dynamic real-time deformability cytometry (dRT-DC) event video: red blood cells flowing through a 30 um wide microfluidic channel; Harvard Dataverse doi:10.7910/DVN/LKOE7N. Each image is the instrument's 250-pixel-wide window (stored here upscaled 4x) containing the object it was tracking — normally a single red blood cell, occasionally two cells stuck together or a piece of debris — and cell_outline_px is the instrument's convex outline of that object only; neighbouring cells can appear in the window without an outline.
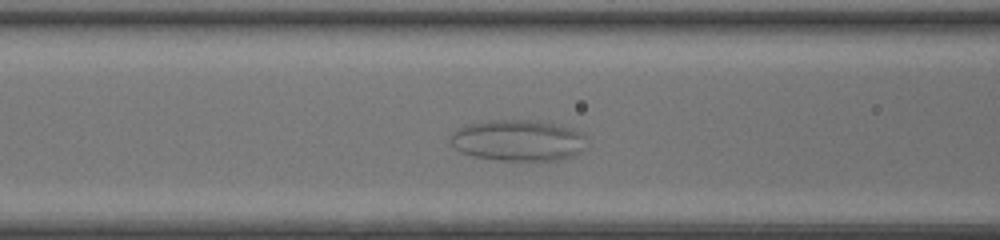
{"species": "common noctule bat (a hibernating species)", "species_latin": "Nyctalus noctula", "temperature_condition": "room temperature", "stored_images_in_passage": 41, "camera_frame_rate_fps": 3000, "um_per_image_px": 0.085, "animal": {"sex": "female", "body_mass_g": 20.0, "forearm_length_mm": 54.0}, "frame": {"image": 1, "passage_image": 12, "time_ms": 3.667, "image_size_px": [1000, 240], "cell_outline_px": [[584, 136], [580, 152], [572, 156], [560, 160], [500, 160], [472, 156], [460, 152], [448, 140], [452, 132], [468, 124], [488, 120], [536, 120], [560, 124], [572, 128], [580, 132]], "centroid_in_image_um": [43.99, 11.92], "position_along_channel_um": 122.6, "area_um2": 32.66}}
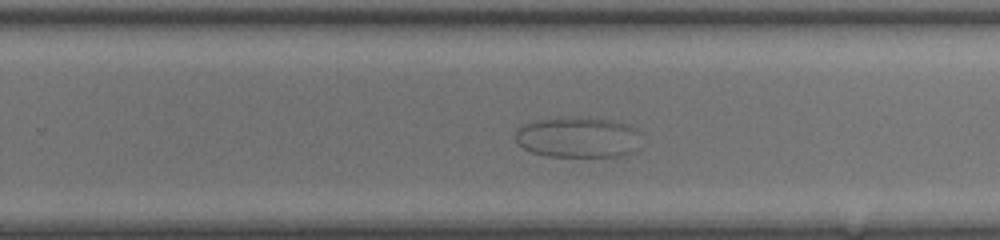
{"frame": {"image": 2, "passage_image": 24, "time_ms": 7.667, "image_size_px": [1000, 240], "cell_outline_px": [[640, 148], [636, 152], [624, 156], [548, 156], [532, 152], [516, 144], [512, 136], [516, 128], [524, 124], [536, 120], [568, 116], [580, 116], [612, 120], [628, 124], [636, 128], [640, 132]], "centroid_in_image_um": [49.14, 11.66], "position_along_channel_um": 280.7, "area_um2": 30.87}}
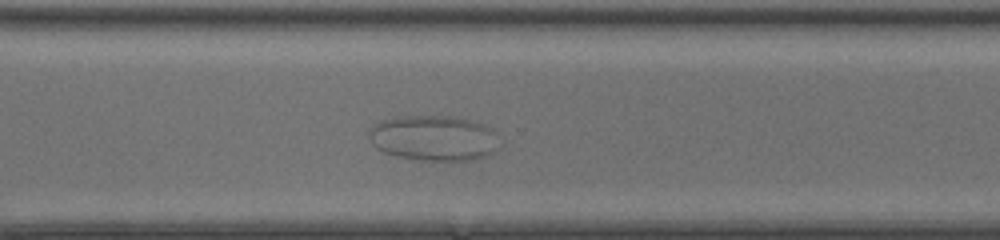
{"frame": {"image": 3, "passage_image": 28, "time_ms": 9.0, "image_size_px": [1000, 240], "cell_outline_px": [[496, 152], [488, 156], [472, 160], [420, 160], [396, 156], [384, 152], [376, 148], [372, 144], [368, 136], [368, 132], [380, 120], [396, 116], [460, 116], [484, 124], [492, 128], [496, 148]], "centroid_in_image_um": [36.84, 11.72], "position_along_channel_um": 333.8, "area_um2": 34.68}}